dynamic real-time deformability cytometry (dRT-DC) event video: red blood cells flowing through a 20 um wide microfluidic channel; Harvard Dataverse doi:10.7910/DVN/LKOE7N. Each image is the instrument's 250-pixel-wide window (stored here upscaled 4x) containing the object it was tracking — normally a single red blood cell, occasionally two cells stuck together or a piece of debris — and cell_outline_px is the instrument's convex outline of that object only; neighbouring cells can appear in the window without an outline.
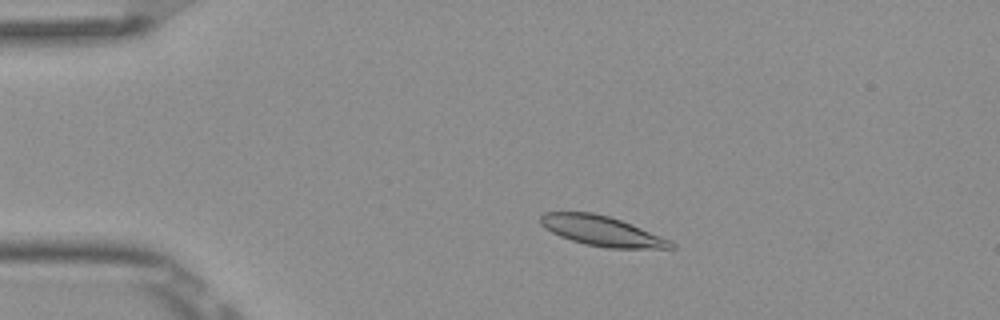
{"species": "Egyptian fruit bat (a non-hibernating species)", "species_latin": "Rousettus aegyptiacus", "temperature_condition": "room temperature", "stored_images_in_passage": 5, "camera_frame_rate_fps": 3000, "um_per_image_px": 0.085, "frame": {"image": 1, "passage_image": 2, "time_ms": 0.333, "image_size_px": [1000, 320], "cell_outline_px": [[676, 248], [608, 248], [588, 244], [572, 240], [560, 236], [544, 228], [540, 224], [540, 216], [544, 212], [592, 212], [608, 216], [632, 224], [672, 240], [676, 244]], "centroid_in_image_um": [51.18, 19.63], "position_along_channel_um": 33.8, "area_um2": 22.72}}
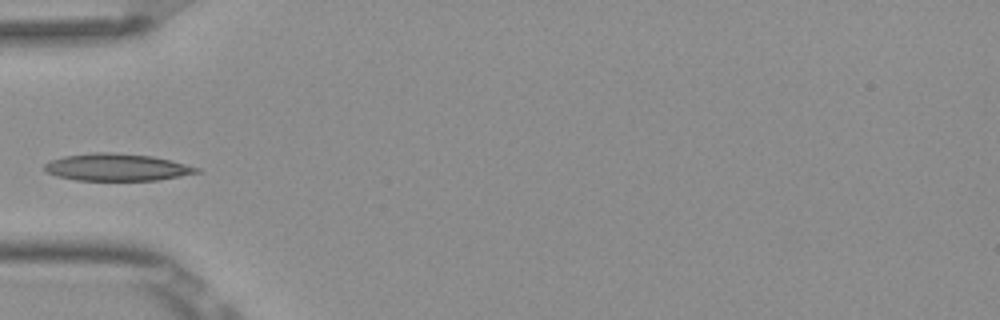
{"frame": {"image": 2, "passage_image": 4, "time_ms": 1.0, "image_size_px": [1000, 320], "cell_outline_px": [[200, 172], [160, 180], [76, 180], [56, 176], [48, 172], [44, 168], [44, 164], [52, 160], [64, 156], [96, 152], [108, 152], [152, 156], [172, 160], [200, 168]], "centroid_in_image_um": [9.95, 14.22], "position_along_channel_um": 75.0, "area_um2": 23.99}}
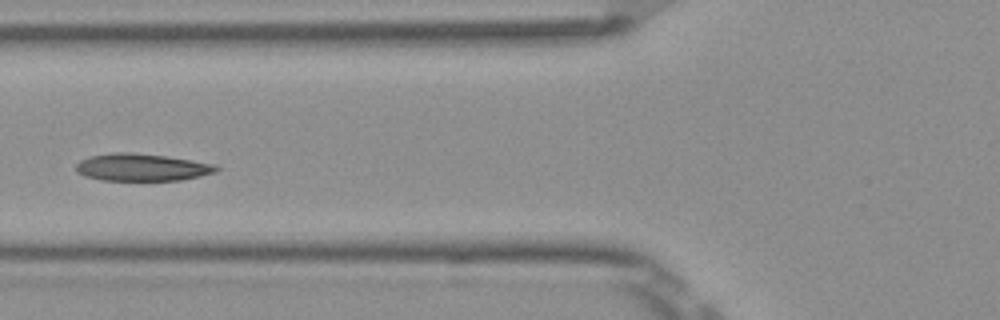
{"frame": {"image": 3, "passage_image": 5, "time_ms": 1.333, "image_size_px": [1000, 320], "cell_outline_px": [[220, 168], [216, 172], [200, 176], [180, 180], [100, 180], [84, 176], [76, 172], [76, 164], [80, 160], [88, 156], [112, 152], [132, 152], [164, 156], [216, 164]], "centroid_in_image_um": [12.02, 14.22], "position_along_channel_um": 113.8, "area_um2": 22.43}}